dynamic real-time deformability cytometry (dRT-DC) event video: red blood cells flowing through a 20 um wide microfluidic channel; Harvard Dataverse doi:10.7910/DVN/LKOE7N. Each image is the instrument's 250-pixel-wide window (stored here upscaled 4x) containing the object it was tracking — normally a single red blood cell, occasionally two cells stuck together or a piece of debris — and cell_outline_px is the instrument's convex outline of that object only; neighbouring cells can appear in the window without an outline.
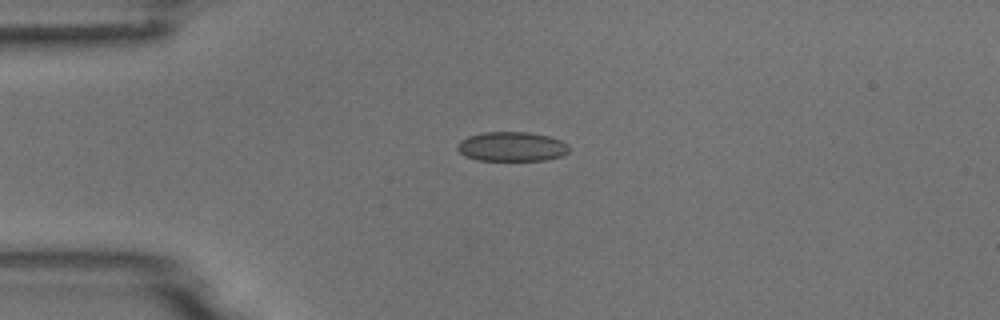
{"species": "common noctule bat (a hibernating species)", "species_latin": "Nyctalus noctula", "temperature_condition": "room temperature", "stored_images_in_passage": 2, "camera_frame_rate_fps": 3000, "um_per_image_px": 0.085, "animal": {"sex": "male", "body_mass_g": 18.8}, "frame": {"image": 1, "passage_image": 1, "time_ms": 0.0, "image_size_px": [1000, 320], "cell_outline_px": [[572, 148], [568, 152], [560, 156], [544, 160], [476, 160], [464, 156], [456, 148], [456, 144], [460, 140], [468, 136], [484, 132], [528, 132], [548, 136], [560, 140], [568, 144]], "centroid_in_image_um": [43.48, 12.46], "position_along_channel_um": 41.5, "area_um2": 19.31}}